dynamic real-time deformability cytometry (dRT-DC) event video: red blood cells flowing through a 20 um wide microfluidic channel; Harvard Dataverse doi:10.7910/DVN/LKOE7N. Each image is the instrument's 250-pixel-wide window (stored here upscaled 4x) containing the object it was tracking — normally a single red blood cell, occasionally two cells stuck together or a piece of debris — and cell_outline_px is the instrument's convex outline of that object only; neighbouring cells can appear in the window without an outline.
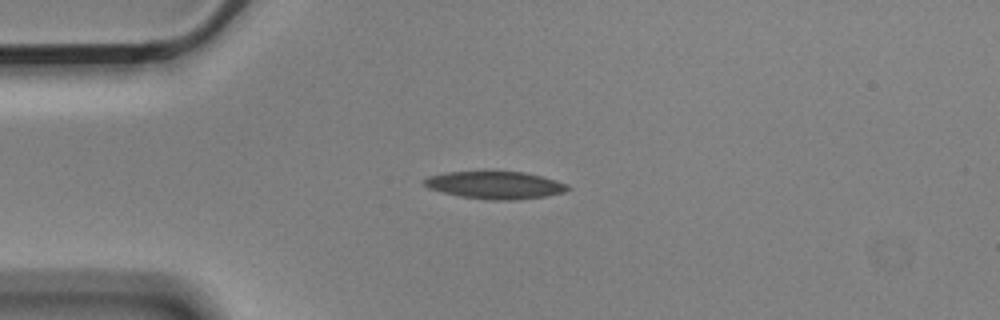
{"species": "Egyptian fruit bat (a non-hibernating species)", "species_latin": "Rousettus aegyptiacus", "temperature_condition": "cold", "stored_images_in_passage": 3, "camera_frame_rate_fps": 3000, "um_per_image_px": 0.085, "animal": {"sex": "male"}, "frame": {"image": 1, "passage_image": 3, "time_ms": 0.667, "image_size_px": [1000, 320], "cell_outline_px": [[572, 188], [564, 192], [548, 196], [516, 200], [488, 200], [460, 196], [428, 188], [420, 180], [428, 176], [444, 172], [524, 172], [556, 180], [568, 184]], "centroid_in_image_um": [42.09, 15.74], "position_along_channel_um": 42.9, "area_um2": 23.06}}